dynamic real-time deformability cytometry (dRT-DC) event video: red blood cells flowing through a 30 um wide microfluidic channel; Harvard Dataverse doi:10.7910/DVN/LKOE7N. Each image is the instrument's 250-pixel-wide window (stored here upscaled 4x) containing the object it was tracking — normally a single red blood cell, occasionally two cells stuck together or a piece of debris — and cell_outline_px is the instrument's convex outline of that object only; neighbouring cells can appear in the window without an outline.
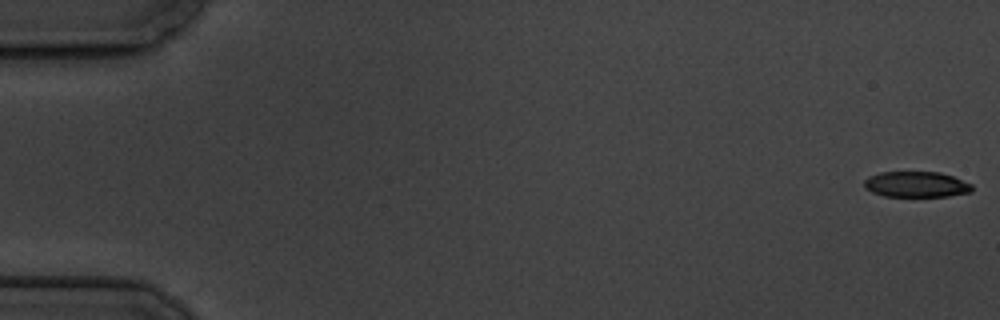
{"species": "common noctule bat (a hibernating species)", "species_latin": "Nyctalus noctula", "temperature_condition": "cold", "stored_images_in_passage": 6, "camera_frame_rate_fps": 3000, "um_per_image_px": 0.085, "animal": {"sex": "male", "body_mass_g": 19.5, "forearm_length_mm": 54.6}, "frame": {"image": 1, "passage_image": 1, "time_ms": 0.0, "image_size_px": [1000, 320], "cell_outline_px": [[972, 192], [948, 196], [884, 196], [872, 192], [864, 188], [864, 180], [868, 176], [880, 172], [940, 172], [952, 176], [972, 184]], "centroid_in_image_um": [77.86, 15.67], "position_along_channel_um": 7.1, "area_um2": 16.18}}
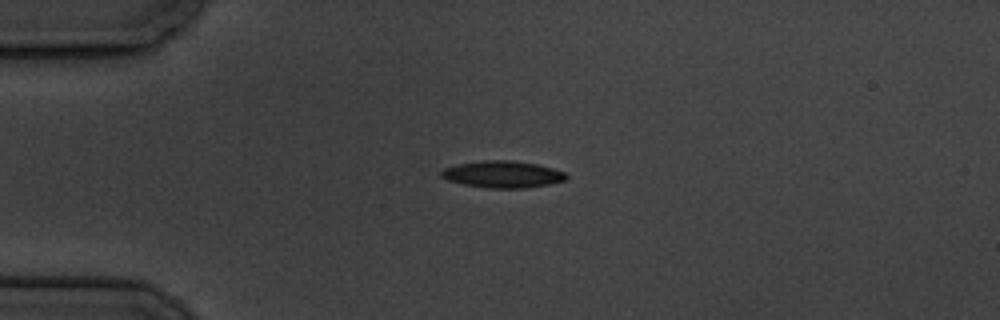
{"frame": {"image": 2, "passage_image": 5, "time_ms": 4.667, "image_size_px": [1000, 320], "cell_outline_px": [[568, 176], [564, 180], [548, 184], [524, 188], [488, 188], [464, 184], [448, 180], [440, 176], [440, 172], [444, 168], [456, 164], [484, 160], [512, 160], [536, 164], [552, 168], [564, 172]], "centroid_in_image_um": [42.69, 14.81], "position_along_channel_um": 42.3, "area_um2": 19.42}}